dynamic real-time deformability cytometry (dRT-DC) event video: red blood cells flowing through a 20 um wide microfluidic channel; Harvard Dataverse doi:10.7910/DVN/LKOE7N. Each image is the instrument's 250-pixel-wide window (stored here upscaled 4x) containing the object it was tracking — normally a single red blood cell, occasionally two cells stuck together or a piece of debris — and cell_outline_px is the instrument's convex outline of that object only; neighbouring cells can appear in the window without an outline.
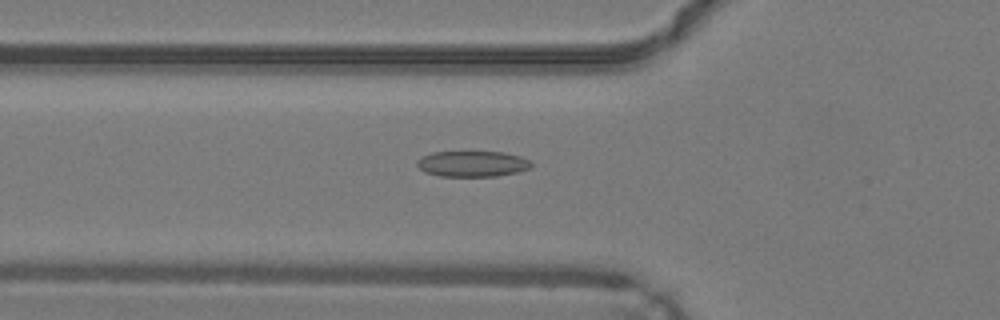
{"species": "common noctule bat (a hibernating species)", "species_latin": "Nyctalus noctula", "temperature_condition": "warm", "stored_images_in_passage": 47, "camera_frame_rate_fps": 3000, "um_per_image_px": 0.085, "animal": {"sex": "male", "body_mass_g": 19.2, "forearm_length_mm": 51.8}, "frame": {"image": 1, "passage_image": 17, "time_ms": 5.333, "image_size_px": [1000, 320], "cell_outline_px": [[532, 168], [516, 172], [496, 176], [440, 176], [424, 172], [416, 164], [416, 160], [432, 152], [504, 152], [520, 156], [532, 160]], "centroid_in_image_um": [40.18, 13.92], "position_along_channel_um": 85.6, "area_um2": 17.22}}
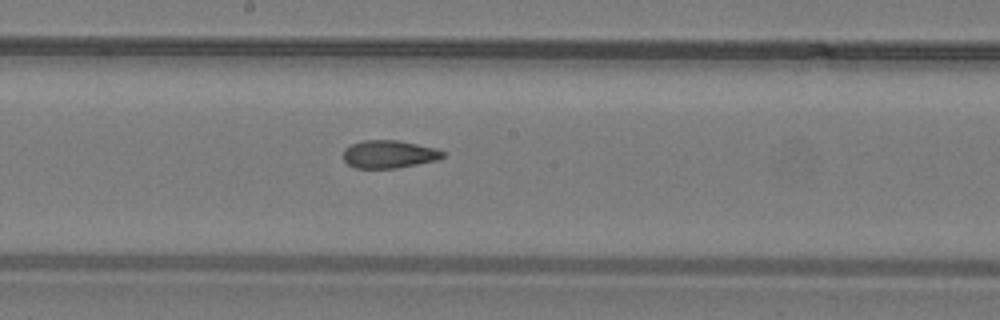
{"frame": {"image": 2, "passage_image": 26, "time_ms": 8.333, "image_size_px": [1000, 320], "cell_outline_px": [[444, 156], [436, 160], [396, 168], [356, 168], [348, 164], [344, 160], [344, 148], [352, 144], [364, 140], [396, 140], [436, 148], [444, 152]], "centroid_in_image_um": [33.04, 13.1], "position_along_channel_um": 215.2, "area_um2": 15.95}}
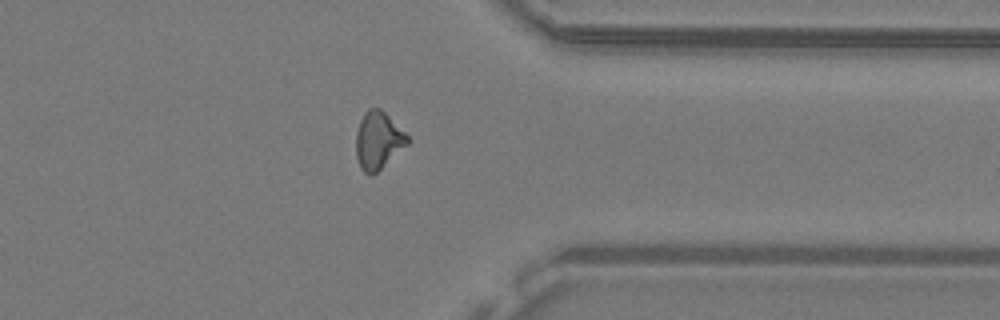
{"frame": {"image": 3, "passage_image": 38, "time_ms": 12.333, "image_size_px": [1000, 320], "cell_outline_px": [[412, 140], [408, 144], [372, 176], [368, 176], [360, 168], [356, 156], [356, 132], [360, 120], [364, 112], [368, 108], [380, 108]], "centroid_in_image_um": [32.13, 11.95], "position_along_channel_um": 379.3, "area_um2": 17.22}}